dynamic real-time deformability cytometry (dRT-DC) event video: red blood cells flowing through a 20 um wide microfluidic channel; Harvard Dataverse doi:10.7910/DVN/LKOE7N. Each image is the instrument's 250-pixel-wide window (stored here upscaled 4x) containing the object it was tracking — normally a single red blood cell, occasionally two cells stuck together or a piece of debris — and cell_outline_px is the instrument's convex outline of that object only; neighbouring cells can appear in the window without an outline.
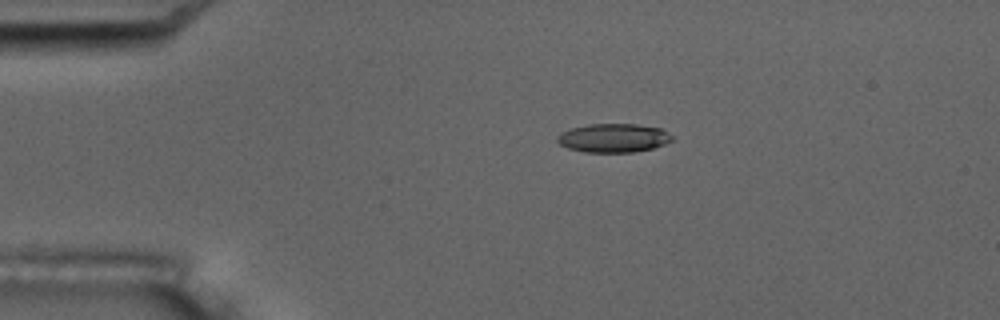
{"species": "common noctule bat (a hibernating species)", "species_latin": "Nyctalus noctula", "temperature_condition": "room temperature", "stored_images_in_passage": 3, "camera_frame_rate_fps": 3000, "um_per_image_px": 0.085, "animal": {"sex": "male", "body_mass_g": 17.5, "forearm_length_mm": 52.3}, "frame": {"image": 1, "passage_image": 2, "time_ms": 1.333, "image_size_px": [1000, 320], "cell_outline_px": [[672, 140], [664, 144], [652, 148], [632, 152], [584, 152], [568, 148], [560, 144], [556, 140], [556, 136], [560, 132], [572, 128], [588, 124], [636, 124], [660, 128], [672, 136]], "centroid_in_image_um": [52.1, 11.72], "position_along_channel_um": 32.9, "area_um2": 19.13}}